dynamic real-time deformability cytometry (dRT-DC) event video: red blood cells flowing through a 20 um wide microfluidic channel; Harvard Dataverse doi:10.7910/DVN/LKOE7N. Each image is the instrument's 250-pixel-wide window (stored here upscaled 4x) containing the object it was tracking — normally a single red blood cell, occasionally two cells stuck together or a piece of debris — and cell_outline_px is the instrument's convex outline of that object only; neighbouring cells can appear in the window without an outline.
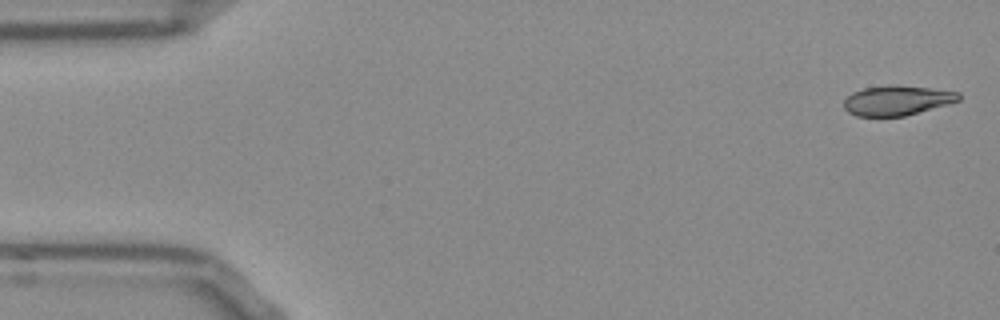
{"species": "Egyptian fruit bat (a non-hibernating species)", "species_latin": "Rousettus aegyptiacus", "temperature_condition": "room temperature", "stored_images_in_passage": 52, "camera_frame_rate_fps": 3000, "um_per_image_px": 0.085, "frame": {"image": 1, "passage_image": 1, "time_ms": 0.0, "image_size_px": [1000, 320], "cell_outline_px": [[960, 100], [948, 104], [904, 116], [856, 116], [848, 112], [844, 108], [844, 100], [852, 92], [864, 88], [888, 84], [892, 84], [928, 88], [960, 92]], "centroid_in_image_um": [76.23, 8.53], "position_along_channel_um": 8.8, "area_um2": 19.94}}
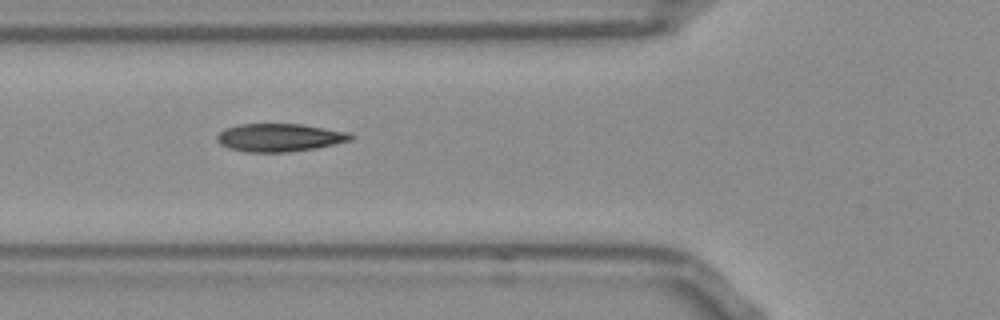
{"frame": {"image": 2, "passage_image": 18, "time_ms": 5.667, "image_size_px": [1000, 320], "cell_outline_px": [[356, 136], [352, 140], [316, 148], [288, 152], [244, 152], [228, 148], [220, 144], [216, 140], [216, 136], [224, 128], [240, 124], [300, 124], [352, 132]], "centroid_in_image_um": [23.78, 11.69], "position_along_channel_um": 102.0, "area_um2": 22.08}}
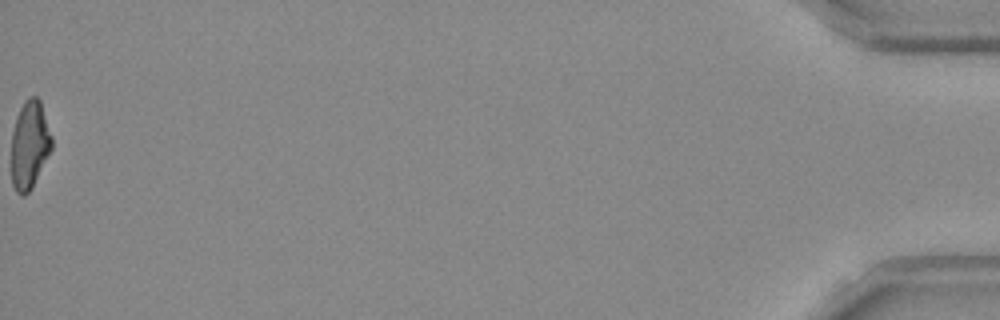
{"frame": {"image": 3, "passage_image": 52, "time_ms": 17.0, "image_size_px": [1000, 320], "cell_outline_px": [[52, 148], [32, 188], [24, 196], [20, 196], [16, 192], [12, 184], [12, 132], [16, 116], [24, 100], [28, 96], [36, 96], [40, 100], [52, 136]], "centroid_in_image_um": [2.51, 12.3], "position_along_channel_um": 432.7, "area_um2": 20.81}, "authors_computed_cell_mechanics": {"area_um2": 21.4149, "velocity_mm_per_s": 3.8584, "shape_relaxation_time_tau1_ms": 8.1924, "shape_relaxation_time_tau2_ms": 1.3634, "deformation_change_tau1": 0.2369, "deformation_change_tau2": 0.0826}}